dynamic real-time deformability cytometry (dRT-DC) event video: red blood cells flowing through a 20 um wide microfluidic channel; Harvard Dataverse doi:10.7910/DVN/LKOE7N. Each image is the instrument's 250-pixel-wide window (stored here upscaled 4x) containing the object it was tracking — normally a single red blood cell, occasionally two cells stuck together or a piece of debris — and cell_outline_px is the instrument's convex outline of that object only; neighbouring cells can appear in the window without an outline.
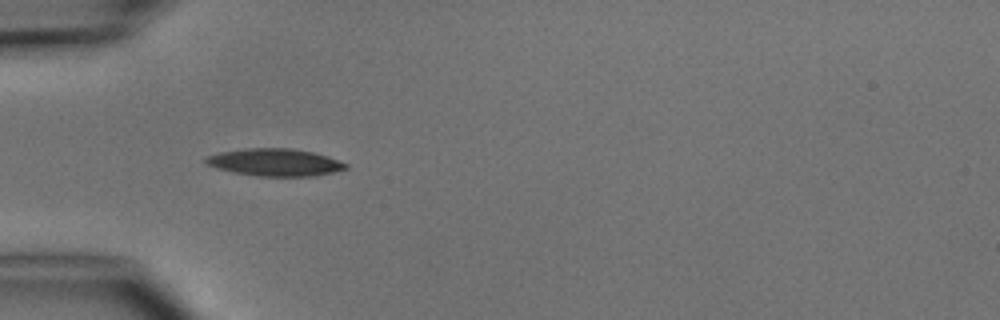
{"species": "common noctule bat (a hibernating species)", "species_latin": "Nyctalus noctula", "temperature_condition": "cold", "stored_images_in_passage": 3, "camera_frame_rate_fps": 3000, "um_per_image_px": 0.085, "animal": {"sex": "male", "body_mass_g": 15.6}, "frame": {"image": 1, "passage_image": 2, "time_ms": 1.0, "image_size_px": [1000, 320], "cell_outline_px": [[348, 168], [332, 172], [312, 176], [256, 176], [232, 172], [216, 168], [208, 164], [204, 160], [204, 156], [220, 152], [248, 148], [292, 148], [312, 152], [328, 156], [348, 164]], "centroid_in_image_um": [23.35, 13.79], "position_along_channel_um": 61.7, "area_um2": 22.31}}